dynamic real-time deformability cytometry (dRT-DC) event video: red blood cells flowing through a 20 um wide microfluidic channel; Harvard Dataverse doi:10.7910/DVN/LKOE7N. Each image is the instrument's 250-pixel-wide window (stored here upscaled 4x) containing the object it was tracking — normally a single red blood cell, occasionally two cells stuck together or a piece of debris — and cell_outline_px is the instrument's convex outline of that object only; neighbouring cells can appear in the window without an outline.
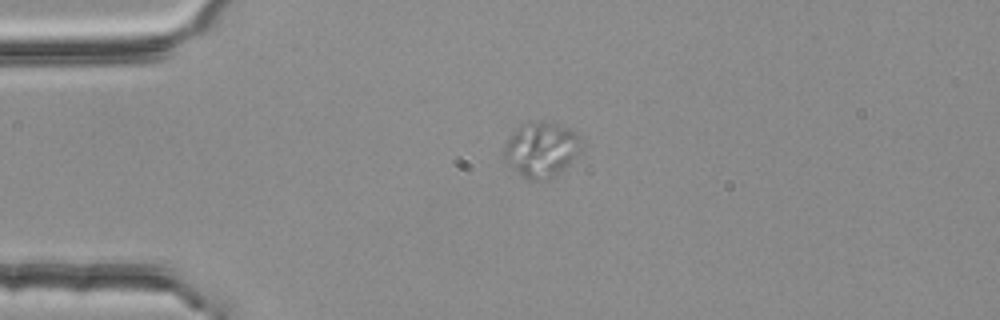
{"species": "common noctule bat (a hibernating species)", "species_latin": "Nyctalus noctula", "temperature_condition": "room temperature", "stored_images_in_passage": 4, "camera_frame_rate_fps": 3000, "um_per_image_px": 0.085, "animal": {"sex": "female", "body_mass_g": 25.1}, "frame": {"image": 1, "passage_image": 1, "time_ms": 0.0, "image_size_px": [1000, 320], "cell_outline_px": [[580, 152], [560, 172], [544, 180], [528, 180], [520, 176], [504, 160], [504, 144], [520, 124], [540, 120], [544, 120], [568, 128], [580, 136]], "centroid_in_image_um": [45.98, 12.71], "position_along_channel_um": 39.0, "area_um2": 24.74}}
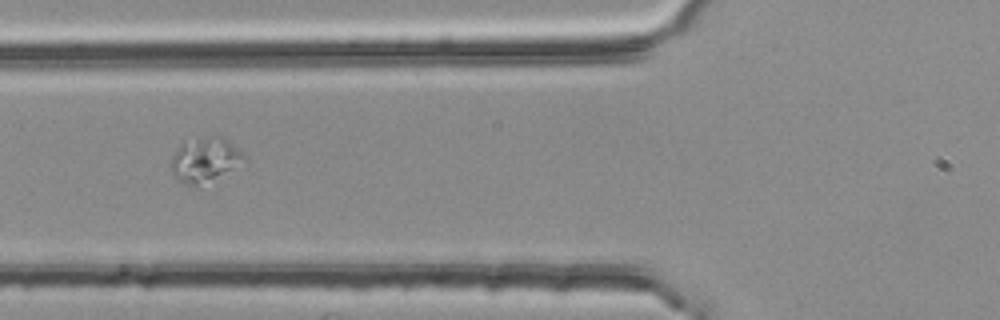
{"frame": {"image": 2, "passage_image": 3, "time_ms": 0.667, "image_size_px": [1000, 320], "cell_outline_px": [[244, 156], [228, 168], [196, 184], [188, 184], [180, 180], [172, 172], [168, 164], [172, 156], [180, 144], [208, 136], [220, 136], [228, 140]], "centroid_in_image_um": [17.27, 13.5], "position_along_channel_um": 108.5, "area_um2": 17.11}}